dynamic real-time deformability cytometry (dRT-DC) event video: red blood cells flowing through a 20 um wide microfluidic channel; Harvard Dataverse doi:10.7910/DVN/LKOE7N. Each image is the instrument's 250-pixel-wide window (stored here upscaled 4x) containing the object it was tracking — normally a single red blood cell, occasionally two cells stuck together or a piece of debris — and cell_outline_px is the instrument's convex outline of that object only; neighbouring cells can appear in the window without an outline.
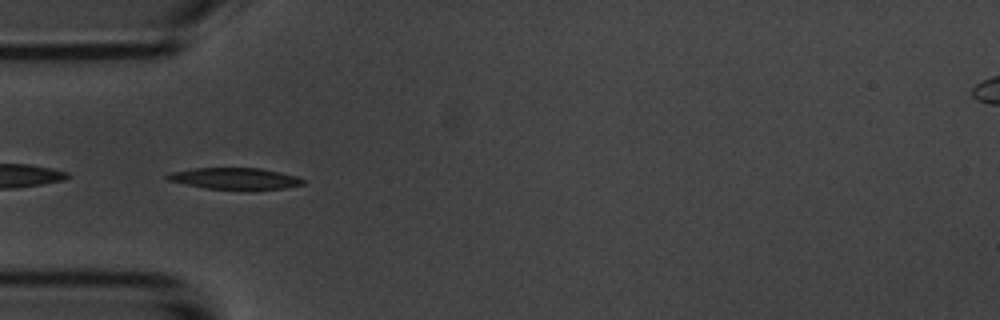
{"species": "common noctule bat (a hibernating species)", "species_latin": "Nyctalus noctula", "temperature_condition": "room temperature", "stored_images_in_passage": 7, "segment_of_instrument_passage": [2, 2], "camera_frame_rate_fps": 3000, "um_per_image_px": 0.085, "animal": {"sex": "male", "body_mass_g": 20.1, "forearm_length_mm": 53.5}, "frame": {"image": 1, "passage_image": 4, "time_ms": 3.333, "image_size_px": [1000, 320], "cell_outline_px": [[304, 184], [284, 188], [208, 188], [168, 180], [164, 176], [172, 172], [196, 168], [260, 168], [280, 172], [296, 176], [304, 180]], "centroid_in_image_um": [19.98, 15.15], "position_along_channel_um": 65.0, "area_um2": 16.24}}
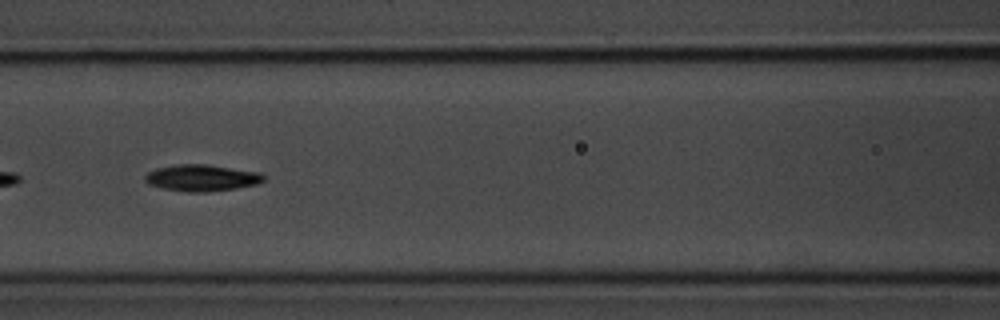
{"frame": {"image": 2, "passage_image": 6, "time_ms": 5.667, "image_size_px": [1000, 320], "cell_outline_px": [[264, 180], [256, 184], [236, 188], [204, 192], [188, 192], [164, 188], [148, 184], [144, 180], [144, 176], [148, 172], [156, 168], [176, 164], [208, 164], [260, 172], [264, 176]], "centroid_in_image_um": [17.13, 15.11], "position_along_channel_um": 149.5, "area_um2": 18.32}}
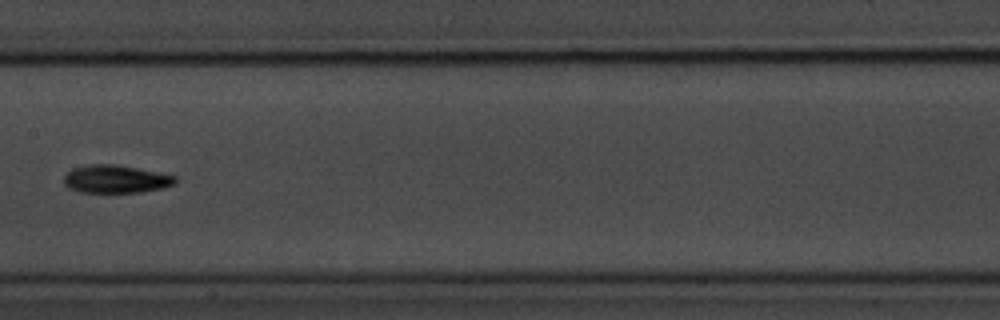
{"frame": {"image": 3, "passage_image": 7, "time_ms": 7.0, "image_size_px": [1000, 320], "cell_outline_px": [[176, 184], [164, 188], [140, 192], [80, 192], [68, 188], [64, 184], [64, 176], [72, 168], [88, 164], [112, 164], [136, 168], [176, 176]], "centroid_in_image_um": [9.82, 15.22], "position_along_channel_um": 197.6, "area_um2": 18.09}}